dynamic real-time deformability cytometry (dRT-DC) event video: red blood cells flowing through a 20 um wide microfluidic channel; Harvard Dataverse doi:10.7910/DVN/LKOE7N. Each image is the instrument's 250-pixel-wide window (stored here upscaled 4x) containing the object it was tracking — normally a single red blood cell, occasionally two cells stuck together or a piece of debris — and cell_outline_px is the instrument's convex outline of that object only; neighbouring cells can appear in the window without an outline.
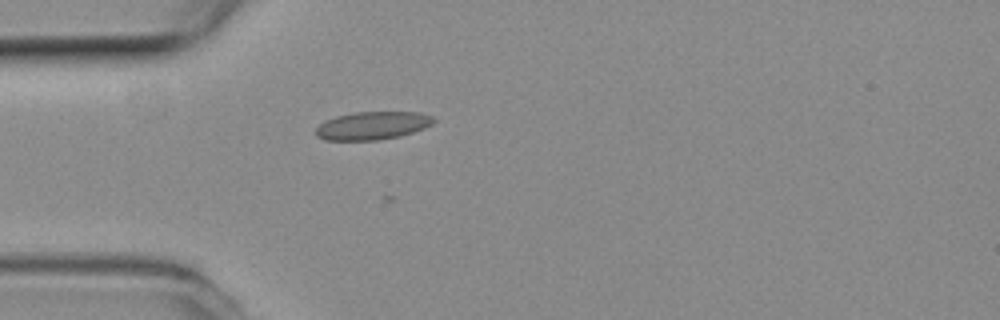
{"species": "common noctule bat (a hibernating species)", "species_latin": "Nyctalus noctula", "temperature_condition": "room temperature", "stored_images_in_passage": 4, "camera_frame_rate_fps": 3000, "um_per_image_px": 0.085, "animal": {"sex": "female", "body_mass_g": 19.3, "forearm_length_mm": 54.1}, "frame": {"image": 1, "passage_image": 4, "time_ms": 1.0, "image_size_px": [1000, 320], "cell_outline_px": [[436, 120], [432, 124], [424, 128], [400, 136], [380, 140], [324, 140], [316, 136], [316, 128], [324, 120], [336, 116], [356, 112], [420, 112], [432, 116]], "centroid_in_image_um": [31.65, 10.68], "position_along_channel_um": 53.3, "area_um2": 19.31}}